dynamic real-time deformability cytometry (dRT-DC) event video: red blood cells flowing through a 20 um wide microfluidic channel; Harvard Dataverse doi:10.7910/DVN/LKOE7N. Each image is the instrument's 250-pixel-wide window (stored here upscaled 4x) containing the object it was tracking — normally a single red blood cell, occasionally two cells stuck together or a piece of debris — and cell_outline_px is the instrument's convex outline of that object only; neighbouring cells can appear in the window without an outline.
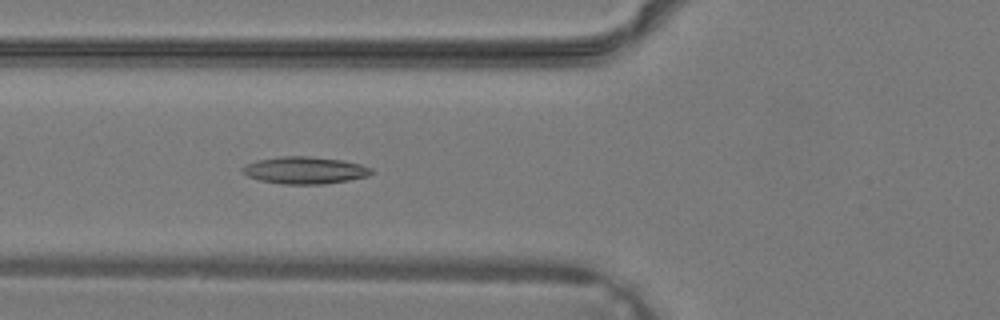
{"species": "common noctule bat (a hibernating species)", "species_latin": "Nyctalus noctula", "temperature_condition": "warm", "stored_images_in_passage": 29, "camera_frame_rate_fps": 3000, "um_per_image_px": 0.085, "animal": {"sex": "male", "body_mass_g": 19.2, "forearm_length_mm": 51.8}, "frame": {"image": 1, "passage_image": 5, "time_ms": 1.333, "image_size_px": [1000, 320], "cell_outline_px": [[376, 172], [368, 176], [348, 180], [324, 184], [284, 184], [260, 180], [248, 176], [240, 168], [256, 160], [284, 156], [308, 156], [344, 160], [360, 164], [372, 168]], "centroid_in_image_um": [25.96, 14.47], "position_along_channel_um": 99.8, "area_um2": 20.35}}
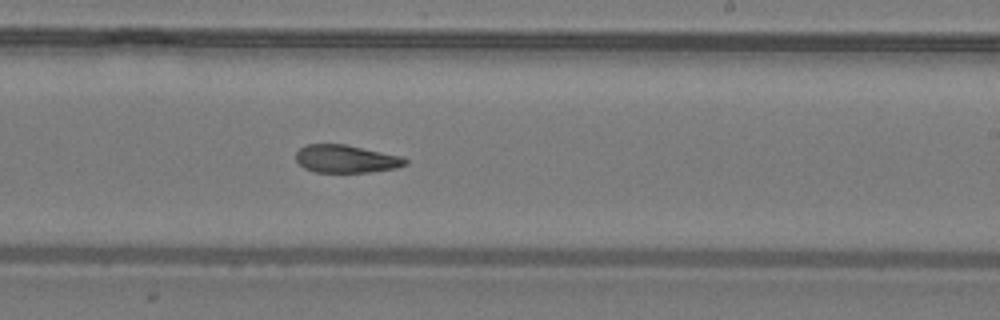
{"frame": {"image": 2, "passage_image": 14, "time_ms": 4.333, "image_size_px": [1000, 320], "cell_outline_px": [[408, 164], [396, 168], [368, 172], [316, 172], [304, 168], [296, 160], [296, 152], [304, 144], [344, 144], [400, 156], [408, 160]], "centroid_in_image_um": [29.39, 13.5], "position_along_channel_um": 259.6, "area_um2": 17.63}}
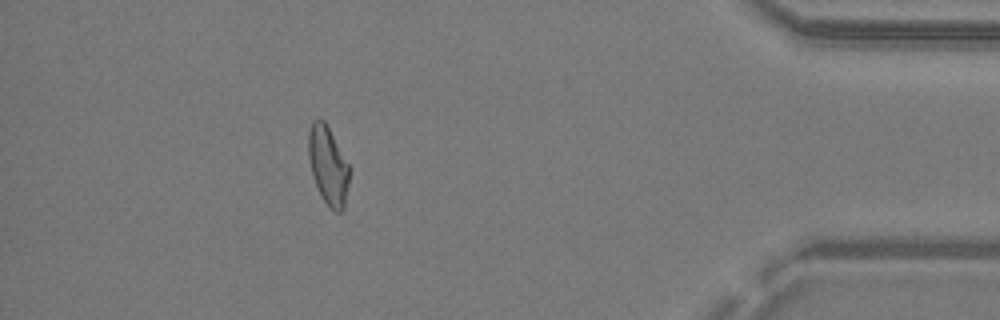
{"frame": {"image": 3, "passage_image": 25, "time_ms": 8.0, "image_size_px": [1000, 320], "cell_outline_px": [[352, 168], [344, 212], [336, 212], [328, 208], [320, 196], [312, 172], [308, 156], [308, 132], [312, 120], [324, 120]], "centroid_in_image_um": [27.93, 14.13], "position_along_channel_um": 407.3, "area_um2": 19.25}}